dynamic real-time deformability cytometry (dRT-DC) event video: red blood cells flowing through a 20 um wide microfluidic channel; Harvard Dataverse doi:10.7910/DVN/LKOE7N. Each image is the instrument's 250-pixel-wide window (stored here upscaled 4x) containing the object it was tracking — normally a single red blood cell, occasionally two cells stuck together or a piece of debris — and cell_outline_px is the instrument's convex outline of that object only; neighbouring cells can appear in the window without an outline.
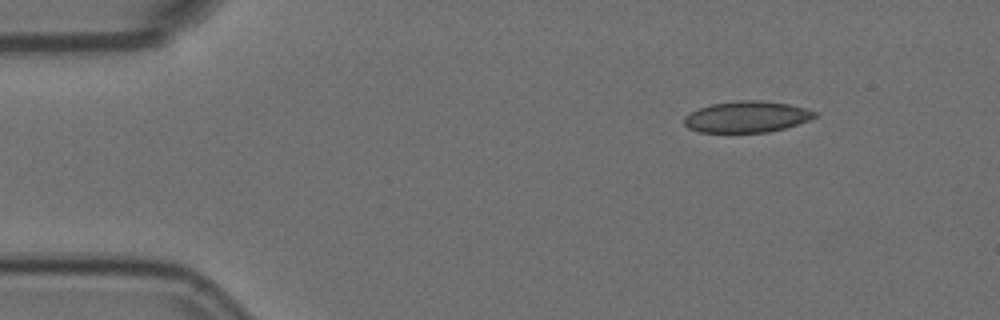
{"species": "Egyptian fruit bat (a non-hibernating species)", "species_latin": "Rousettus aegyptiacus", "temperature_condition": "room temperature", "stored_images_in_passage": 8, "camera_frame_rate_fps": 3000, "um_per_image_px": 0.085, "animal": {"sex": "female"}, "frame": {"image": 1, "passage_image": 1, "time_ms": 0.0, "image_size_px": [1000, 320], "cell_outline_px": [[820, 116], [784, 128], [768, 132], [700, 132], [688, 128], [684, 124], [684, 116], [700, 108], [712, 104], [736, 100], [760, 100], [788, 104], [820, 112]], "centroid_in_image_um": [63.51, 9.92], "position_along_channel_um": 21.5, "area_um2": 23.76}}
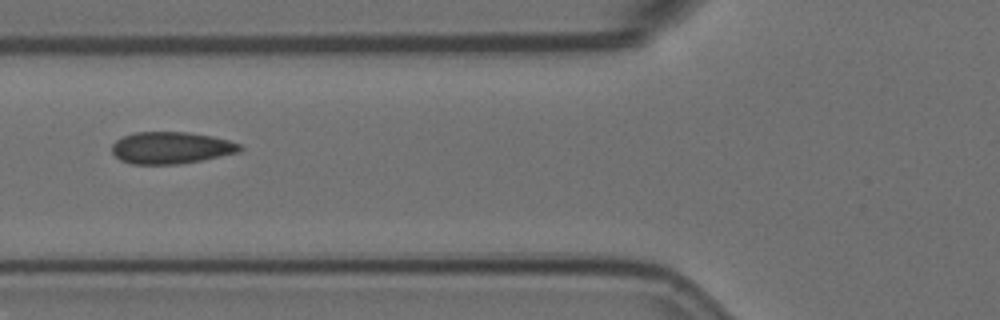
{"frame": {"image": 2, "passage_image": 5, "time_ms": 1.333, "image_size_px": [1000, 320], "cell_outline_px": [[244, 148], [240, 152], [200, 160], [176, 164], [132, 164], [120, 160], [112, 152], [112, 144], [116, 140], [132, 132], [188, 132], [212, 136], [228, 140], [240, 144]], "centroid_in_image_um": [14.54, 12.55], "position_along_channel_um": 111.3, "area_um2": 23.76}}
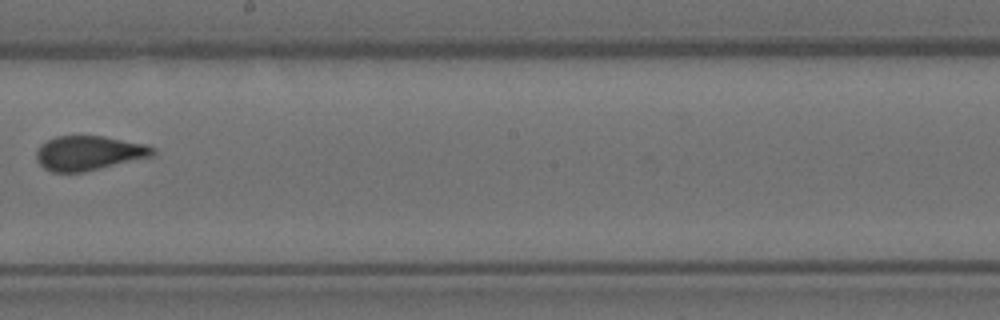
{"frame": {"image": 3, "passage_image": 8, "time_ms": 2.333, "image_size_px": [1000, 320], "cell_outline_px": [[156, 152], [152, 156], [84, 172], [52, 172], [44, 168], [36, 160], [36, 152], [40, 144], [56, 136], [104, 136], [144, 144], [156, 148]], "centroid_in_image_um": [7.53, 13.01], "position_along_channel_um": 240.7, "area_um2": 23.35}}